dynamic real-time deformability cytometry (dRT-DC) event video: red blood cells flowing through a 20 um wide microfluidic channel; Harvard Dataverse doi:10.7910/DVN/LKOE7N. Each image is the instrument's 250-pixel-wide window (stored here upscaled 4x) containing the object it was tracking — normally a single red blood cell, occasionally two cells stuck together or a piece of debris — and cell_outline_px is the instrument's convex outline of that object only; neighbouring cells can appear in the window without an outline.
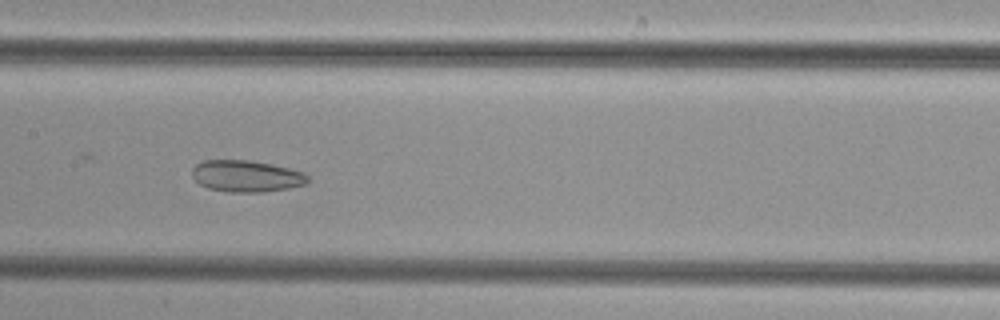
{"species": "common noctule bat (a hibernating species)", "species_latin": "Nyctalus noctula", "temperature_condition": "cold", "stored_images_in_passage": 35, "camera_frame_rate_fps": 3000, "um_per_image_px": 0.085, "animal": {"sex": "female", "body_mass_g": 29.2, "forearm_length_mm": 56.3}, "frame": {"image": 1, "passage_image": 15, "time_ms": 4.667, "image_size_px": [1000, 320], "cell_outline_px": [[308, 180], [304, 184], [288, 188], [260, 192], [228, 192], [208, 188], [200, 184], [192, 176], [192, 168], [196, 164], [204, 160], [248, 160], [272, 164], [304, 172], [308, 176]], "centroid_in_image_um": [20.92, 14.96], "position_along_channel_um": 186.5, "area_um2": 21.21}}